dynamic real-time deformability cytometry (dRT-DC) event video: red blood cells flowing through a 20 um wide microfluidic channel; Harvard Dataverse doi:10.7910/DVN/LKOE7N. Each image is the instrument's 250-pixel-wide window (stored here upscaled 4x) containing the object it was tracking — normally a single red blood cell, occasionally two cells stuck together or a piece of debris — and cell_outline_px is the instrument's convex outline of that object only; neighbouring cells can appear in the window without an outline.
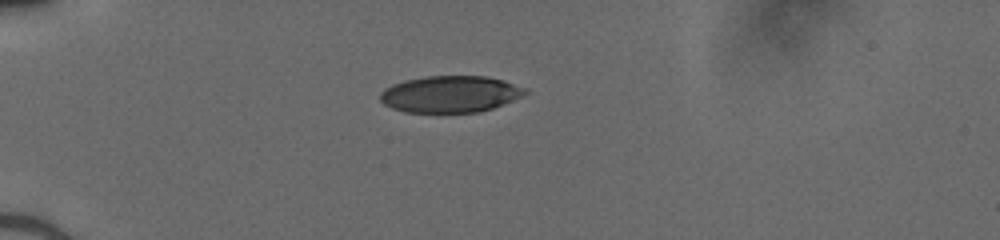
{"species": "human", "species_latin": "Homo sapiens", "temperature_condition": "cold", "stored_images_in_passage": 37, "camera_frame_rate_fps": 3000, "um_per_image_px": 0.085, "donor": {"sex": "male"}, "frame": {"image": 1, "passage_image": 1, "time_ms": 0.0, "image_size_px": [1000, 240], "cell_outline_px": [[528, 92], [512, 100], [492, 108], [480, 112], [404, 112], [392, 108], [384, 104], [380, 100], [380, 92], [384, 88], [392, 84], [404, 80], [428, 76], [488, 76], [504, 80], [528, 88]], "centroid_in_image_um": [38.26, 7.99], "position_along_channel_um": 46.7, "area_um2": 31.04}}
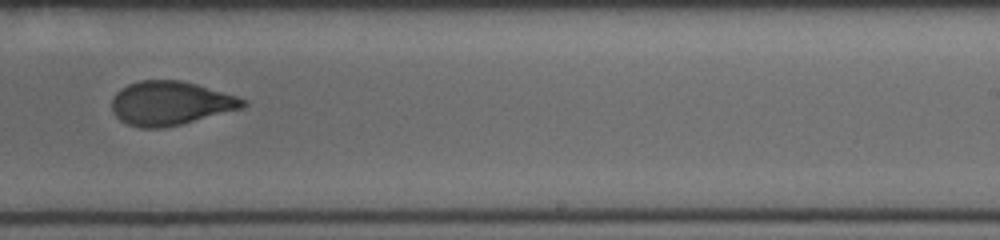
{"frame": {"image": 2, "passage_image": 20, "time_ms": 6.333, "image_size_px": [1000, 240], "cell_outline_px": [[248, 104], [244, 108], [164, 128], [140, 128], [128, 124], [120, 120], [112, 112], [112, 96], [120, 88], [128, 84], [140, 80], [180, 80], [196, 84], [236, 96], [248, 100]], "centroid_in_image_um": [14.47, 8.77], "position_along_channel_um": 274.5, "area_um2": 33.64}}
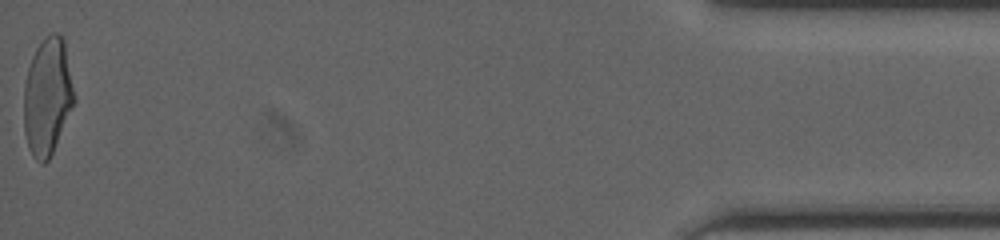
{"frame": {"image": 3, "passage_image": 37, "time_ms": 12.0, "image_size_px": [1000, 240], "cell_outline_px": [[76, 100], [52, 152], [48, 160], [44, 164], [40, 164], [32, 156], [24, 132], [24, 84], [28, 68], [32, 56], [36, 48], [52, 32], [56, 32], [64, 40], [76, 96]], "centroid_in_image_um": [4.04, 8.22], "position_along_channel_um": 431.2, "area_um2": 34.33}}